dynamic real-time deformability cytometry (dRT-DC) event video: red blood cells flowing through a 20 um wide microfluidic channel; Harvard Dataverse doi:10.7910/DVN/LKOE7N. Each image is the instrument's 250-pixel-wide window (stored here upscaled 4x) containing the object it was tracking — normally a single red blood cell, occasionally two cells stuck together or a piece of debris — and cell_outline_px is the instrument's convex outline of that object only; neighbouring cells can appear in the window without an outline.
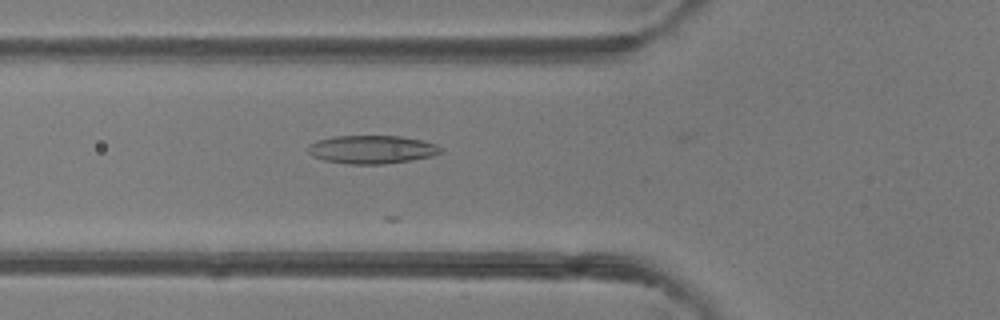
{"species": "common noctule bat (a hibernating species)", "species_latin": "Nyctalus noctula", "temperature_condition": "room temperature", "stored_images_in_passage": 38, "camera_frame_rate_fps": 3000, "um_per_image_px": 0.085, "animal": {"sex": "female"}, "frame": {"image": 1, "passage_image": 17, "time_ms": 5.333, "image_size_px": [1000, 320], "cell_outline_px": [[440, 152], [432, 156], [412, 160], [384, 164], [348, 164], [324, 160], [312, 156], [308, 152], [308, 144], [316, 140], [332, 136], [400, 136], [420, 140], [436, 144], [440, 148]], "centroid_in_image_um": [31.55, 12.7], "position_along_channel_um": 94.3, "area_um2": 21.85}}
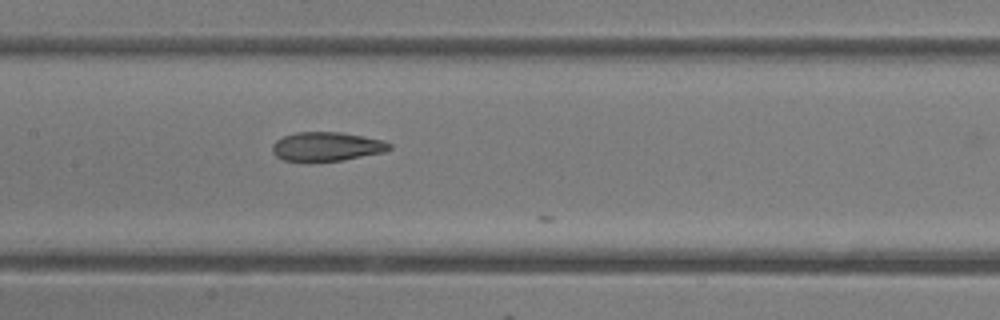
{"frame": {"image": 2, "passage_image": 23, "time_ms": 7.333, "image_size_px": [1000, 320], "cell_outline_px": [[392, 148], [384, 152], [344, 160], [312, 164], [308, 164], [284, 160], [276, 156], [272, 152], [272, 144], [276, 140], [284, 136], [296, 132], [340, 132], [364, 136], [384, 140], [392, 144]], "centroid_in_image_um": [27.75, 12.49], "position_along_channel_um": 179.7, "area_um2": 20.58}}
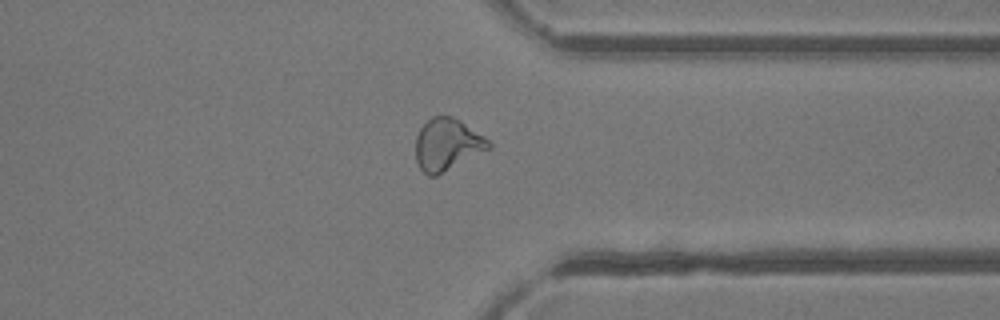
{"frame": {"image": 3, "passage_image": 37, "time_ms": 12.0, "image_size_px": [1000, 320], "cell_outline_px": [[492, 148], [436, 176], [428, 176], [420, 168], [416, 160], [416, 136], [420, 128], [432, 116], [452, 116], [460, 120], [484, 136], [492, 144]], "centroid_in_image_um": [38.02, 12.29], "position_along_channel_um": 373.4, "area_um2": 22.14}}